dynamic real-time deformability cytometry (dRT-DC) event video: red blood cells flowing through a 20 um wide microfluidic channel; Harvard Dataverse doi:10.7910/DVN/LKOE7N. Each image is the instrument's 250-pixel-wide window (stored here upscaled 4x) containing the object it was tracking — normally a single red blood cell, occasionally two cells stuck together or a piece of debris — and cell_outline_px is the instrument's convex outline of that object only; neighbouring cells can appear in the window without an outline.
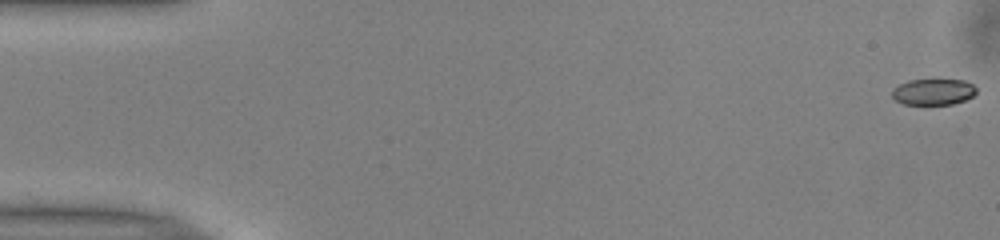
{"species": "common noctule bat (a hibernating species)", "species_latin": "Nyctalus noctula", "temperature_condition": "warm", "stored_images_in_passage": 53, "camera_frame_rate_fps": 3000, "um_per_image_px": 0.085, "animal": {"sex": "male", "body_mass_g": 13.0, "forearm_length_mm": 53.1}, "frame": {"image": 1, "passage_image": 1, "time_ms": 0.0, "image_size_px": [1000, 240], "cell_outline_px": [[976, 92], [972, 96], [964, 100], [952, 104], [904, 104], [896, 100], [892, 96], [892, 88], [908, 80], [964, 80], [972, 84], [976, 88]], "centroid_in_image_um": [79.32, 7.8], "position_along_channel_um": 5.7, "area_um2": 12.72}}
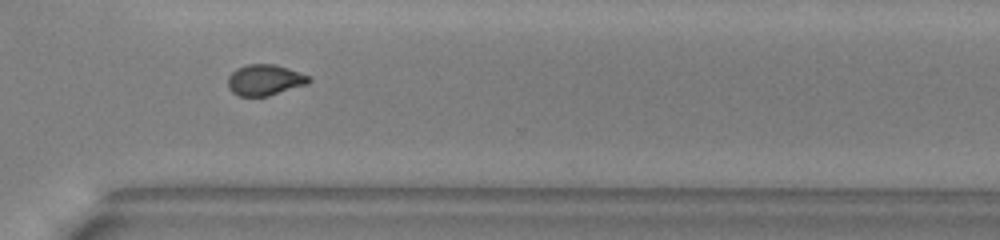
{"frame": {"image": 2, "passage_image": 38, "time_ms": 12.333, "image_size_px": [1000, 240], "cell_outline_px": [[312, 80], [308, 84], [268, 96], [240, 96], [232, 92], [228, 88], [228, 76], [236, 68], [248, 64], [276, 64], [312, 76]], "centroid_in_image_um": [22.54, 6.79], "position_along_channel_um": 348.1, "area_um2": 14.8}}
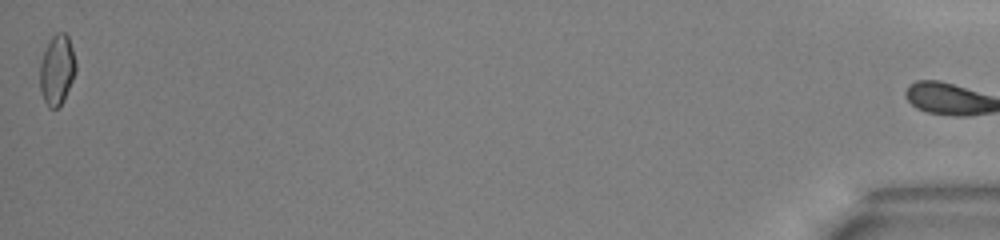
{"frame": {"image": 3, "passage_image": 52, "time_ms": 17.0, "image_size_px": [1000, 240], "cell_outline_px": [[76, 72], [64, 100], [56, 108], [48, 108], [40, 92], [40, 64], [44, 52], [52, 36], [56, 32], [64, 32], [68, 36], [76, 60]], "centroid_in_image_um": [4.85, 5.94], "position_along_channel_um": 430.3, "area_um2": 14.68}, "authors_computed_cell_mechanics": {"area_um2": 14.6812, "velocity_mm_per_s": 3.9951, "shape_relaxation_time_tau1_ms": 4.0229, "shape_relaxation_time_tau2_ms": 2.2853, "deformation_change_tau1": 0.1338, "deformation_change_tau2": 0.0522}}